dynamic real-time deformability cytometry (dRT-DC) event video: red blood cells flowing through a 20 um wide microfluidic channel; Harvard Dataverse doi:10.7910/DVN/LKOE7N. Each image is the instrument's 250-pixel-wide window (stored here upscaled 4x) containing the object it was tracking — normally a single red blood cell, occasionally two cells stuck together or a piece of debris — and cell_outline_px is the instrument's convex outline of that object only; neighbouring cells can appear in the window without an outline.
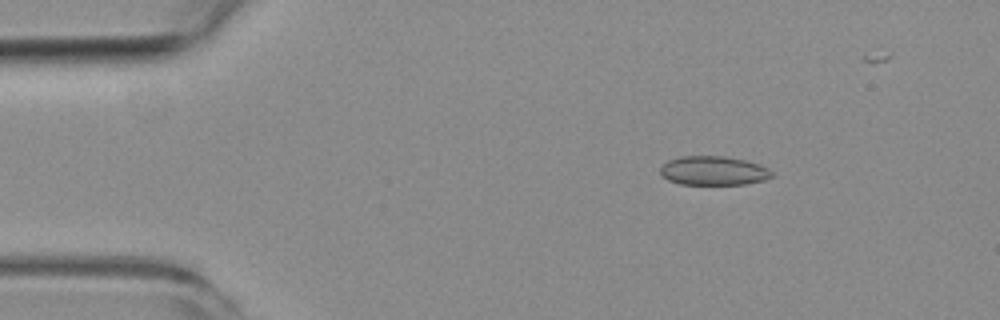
{"species": "common noctule bat (a hibernating species)", "species_latin": "Nyctalus noctula", "temperature_condition": "room temperature", "stored_images_in_passage": 42, "camera_frame_rate_fps": 3000, "um_per_image_px": 0.085, "animal": {"sex": "female", "body_mass_g": 19.3, "forearm_length_mm": 54.1}, "frame": {"image": 1, "passage_image": 6, "time_ms": 1.667, "image_size_px": [1000, 320], "cell_outline_px": [[772, 176], [764, 180], [744, 184], [680, 184], [668, 180], [660, 172], [660, 168], [668, 160], [680, 156], [724, 156], [744, 160], [760, 164], [768, 168], [772, 172]], "centroid_in_image_um": [60.64, 14.5], "position_along_channel_um": 24.4, "area_um2": 18.79}}
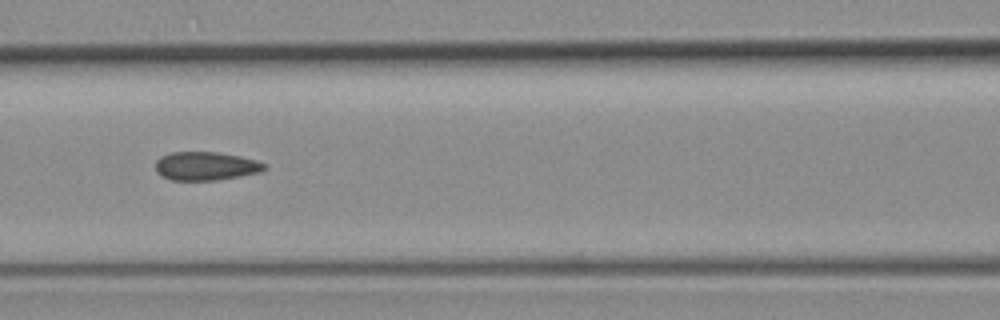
{"frame": {"image": 2, "passage_image": 21, "time_ms": 6.667, "image_size_px": [1000, 320], "cell_outline_px": [[268, 168], [260, 172], [240, 176], [216, 180], [172, 180], [156, 172], [156, 160], [160, 156], [172, 152], [216, 152], [240, 156], [256, 160], [264, 164]], "centroid_in_image_um": [17.49, 14.11], "position_along_channel_um": 149.1, "area_um2": 18.03}}
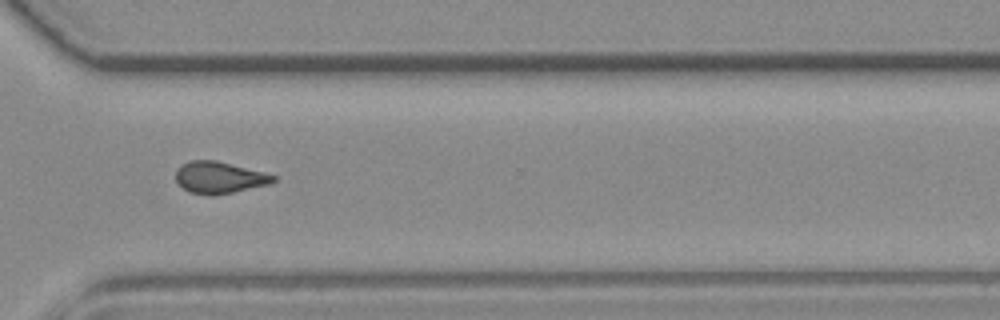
{"frame": {"image": 3, "passage_image": 37, "time_ms": 12.0, "image_size_px": [1000, 320], "cell_outline_px": [[276, 180], [272, 184], [212, 196], [208, 196], [188, 192], [176, 180], [176, 168], [192, 160], [216, 160], [264, 172], [276, 176]], "centroid_in_image_um": [18.66, 15.1], "position_along_channel_um": 351.9, "area_um2": 18.09}}